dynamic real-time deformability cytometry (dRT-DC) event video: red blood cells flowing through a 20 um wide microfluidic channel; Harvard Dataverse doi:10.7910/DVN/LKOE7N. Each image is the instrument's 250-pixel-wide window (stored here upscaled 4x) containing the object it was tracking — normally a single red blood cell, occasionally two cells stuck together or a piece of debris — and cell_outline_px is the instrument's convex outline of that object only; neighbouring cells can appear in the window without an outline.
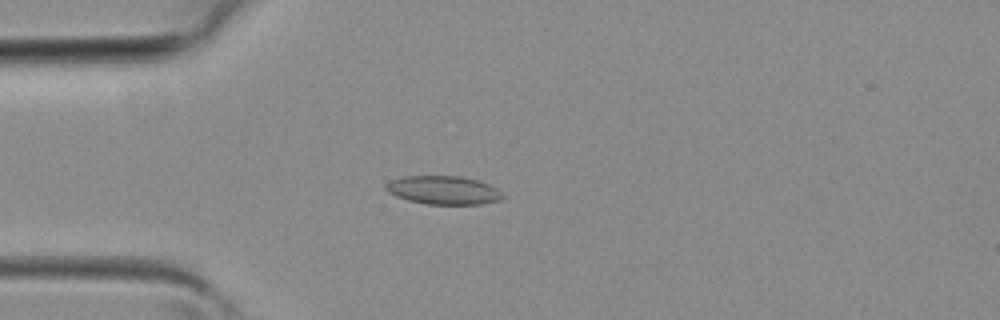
{"species": "common noctule bat (a hibernating species)", "species_latin": "Nyctalus noctula", "temperature_condition": "room temperature", "stored_images_in_passage": 40, "camera_frame_rate_fps": 3000, "um_per_image_px": 0.085, "animal": {"sex": "female", "body_mass_g": 19.3, "forearm_length_mm": 54.1}, "frame": {"image": 1, "passage_image": 11, "time_ms": 3.333, "image_size_px": [1000, 320], "cell_outline_px": [[504, 196], [500, 200], [480, 204], [428, 204], [408, 200], [396, 196], [388, 192], [384, 188], [384, 184], [392, 180], [404, 176], [460, 176], [476, 180], [488, 184], [504, 192]], "centroid_in_image_um": [37.69, 16.16], "position_along_channel_um": 47.3, "area_um2": 19.36}}
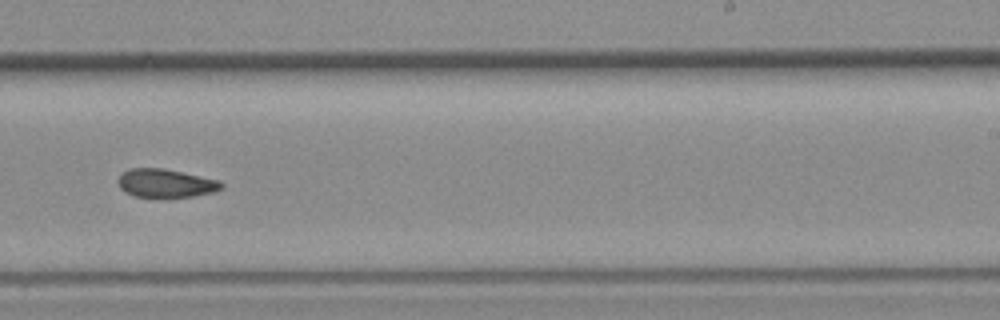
{"frame": {"image": 2, "passage_image": 25, "time_ms": 8.0, "image_size_px": [1000, 320], "cell_outline_px": [[224, 188], [216, 192], [192, 196], [136, 196], [124, 192], [120, 188], [116, 180], [120, 172], [128, 168], [164, 168], [220, 180], [224, 184]], "centroid_in_image_um": [14.07, 15.55], "position_along_channel_um": 274.9, "area_um2": 17.28}}
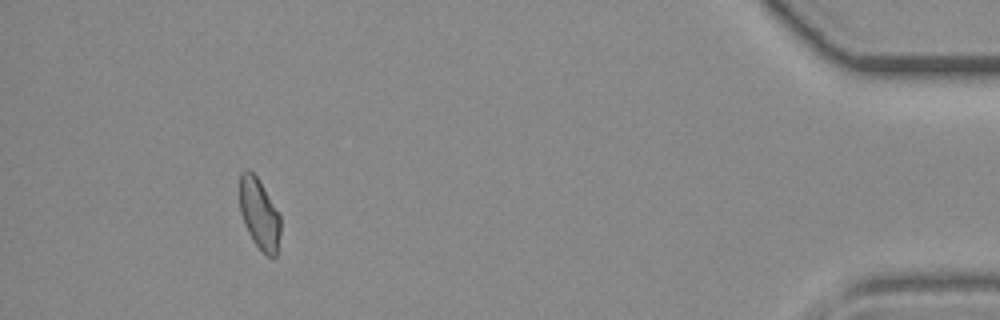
{"frame": {"image": 3, "passage_image": 37, "time_ms": 12.0, "image_size_px": [1000, 320], "cell_outline_px": [[280, 232], [276, 256], [268, 256], [252, 240], [244, 224], [240, 212], [240, 172], [244, 168], [248, 168], [256, 176], [280, 212]], "centroid_in_image_um": [22.04, 18.14], "position_along_channel_um": 413.2, "area_um2": 16.88}}